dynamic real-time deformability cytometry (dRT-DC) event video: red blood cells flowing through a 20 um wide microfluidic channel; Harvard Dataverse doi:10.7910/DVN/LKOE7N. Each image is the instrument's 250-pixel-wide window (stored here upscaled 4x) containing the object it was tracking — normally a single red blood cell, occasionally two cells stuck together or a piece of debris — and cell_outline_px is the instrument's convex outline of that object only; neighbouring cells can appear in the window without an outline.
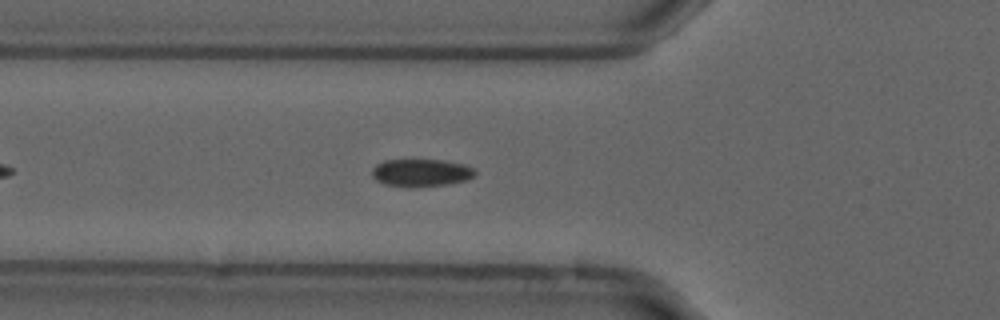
{"species": "common noctule bat (a hibernating species)", "species_latin": "Nyctalus noctula", "temperature_condition": "cold", "stored_images_in_passage": 39, "camera_frame_rate_fps": 3000, "um_per_image_px": 0.085, "animal": {"sex": "male", "forearm_length_mm": 52.5}, "frame": {"image": 1, "passage_image": 2, "time_ms": 0.333, "image_size_px": [1000, 320], "cell_outline_px": [[476, 172], [468, 180], [448, 184], [412, 188], [408, 188], [384, 184], [376, 180], [372, 176], [372, 168], [376, 164], [384, 160], [444, 160], [464, 164], [472, 168]], "centroid_in_image_um": [35.76, 14.69], "position_along_channel_um": 90.0, "area_um2": 16.76}}
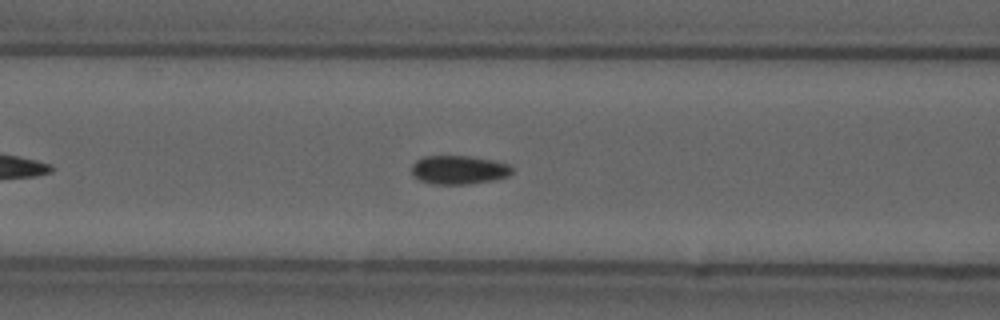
{"frame": {"image": 2, "passage_image": 5, "time_ms": 1.333, "image_size_px": [1000, 320], "cell_outline_px": [[512, 172], [508, 176], [496, 180], [468, 184], [432, 184], [420, 180], [412, 176], [412, 164], [416, 160], [424, 156], [468, 156], [492, 160], [508, 164], [512, 168]], "centroid_in_image_um": [38.98, 14.44], "position_along_channel_um": 127.6, "area_um2": 16.88}}
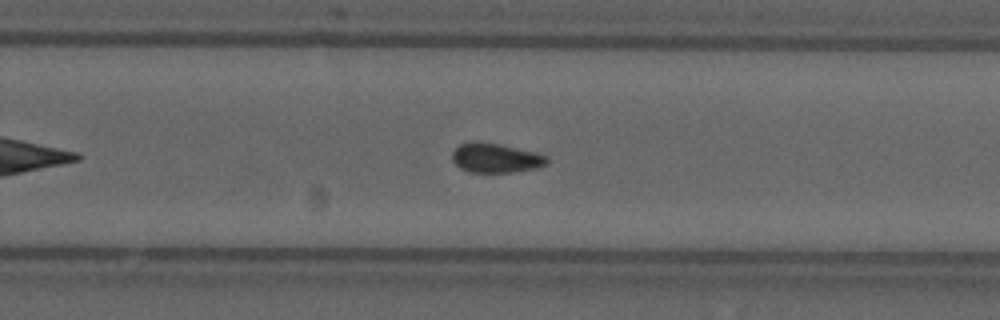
{"frame": {"image": 3, "passage_image": 18, "time_ms": 5.667, "image_size_px": [1000, 320], "cell_outline_px": [[548, 164], [536, 168], [512, 172], [468, 172], [460, 168], [452, 160], [452, 152], [460, 144], [500, 144], [536, 152], [548, 156]], "centroid_in_image_um": [42.19, 13.46], "position_along_channel_um": 287.6, "area_um2": 15.84}}